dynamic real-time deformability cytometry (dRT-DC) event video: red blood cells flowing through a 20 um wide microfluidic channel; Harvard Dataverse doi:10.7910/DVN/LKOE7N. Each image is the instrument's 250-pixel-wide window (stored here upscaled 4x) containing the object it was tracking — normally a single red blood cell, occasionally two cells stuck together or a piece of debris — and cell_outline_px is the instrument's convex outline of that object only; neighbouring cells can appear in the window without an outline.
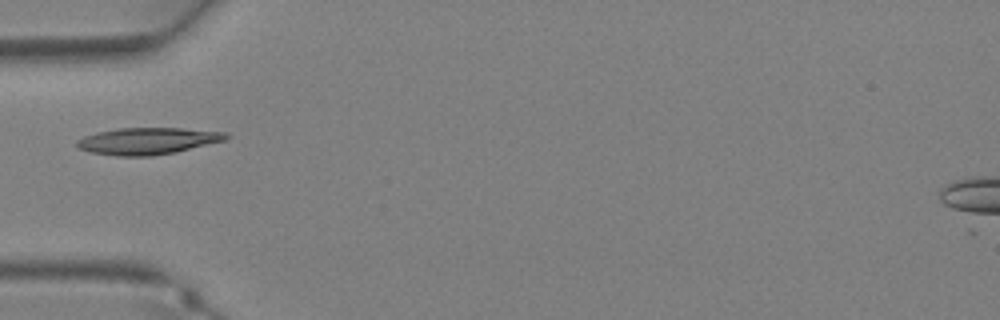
{"species": "Egyptian fruit bat (a non-hibernating species)", "species_latin": "Rousettus aegyptiacus", "temperature_condition": "warm", "stored_images_in_passage": 22, "camera_frame_rate_fps": 3000, "um_per_image_px": 0.085, "animal": {"sex": "female"}, "frame": {"image": 1, "passage_image": 1, "time_ms": 0.0, "image_size_px": [1000, 320], "cell_outline_px": [[232, 136], [228, 140], [176, 152], [152, 156], [116, 156], [92, 152], [80, 148], [76, 144], [76, 140], [84, 136], [96, 132], [116, 128], [184, 128], [228, 132]], "centroid_in_image_um": [12.63, 11.97], "position_along_channel_um": 72.4, "area_um2": 23.58}}
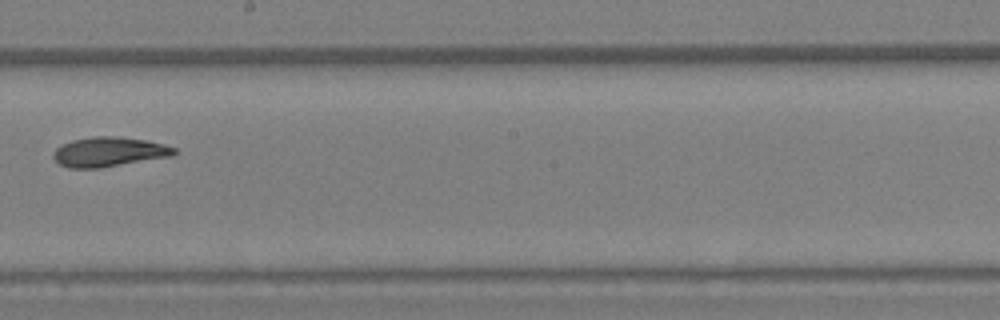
{"frame": {"image": 2, "passage_image": 10, "time_ms": 3.0, "image_size_px": [1000, 320], "cell_outline_px": [[176, 152], [172, 156], [100, 168], [68, 168], [60, 164], [52, 156], [56, 148], [72, 140], [92, 136], [112, 136], [144, 140], [164, 144], [176, 148]], "centroid_in_image_um": [9.26, 12.91], "position_along_channel_um": 238.9, "area_um2": 20.69}}
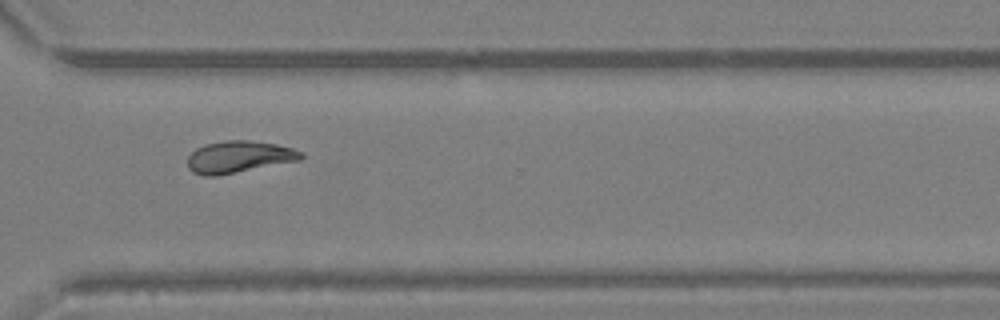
{"frame": {"image": 3, "passage_image": 16, "time_ms": 5.0, "image_size_px": [1000, 320], "cell_outline_px": [[304, 156], [300, 160], [216, 176], [204, 176], [192, 172], [188, 168], [188, 156], [196, 148], [204, 144], [224, 140], [248, 140], [276, 144], [292, 148], [304, 152]], "centroid_in_image_um": [20.29, 13.33], "position_along_channel_um": 350.3, "area_um2": 21.15}}